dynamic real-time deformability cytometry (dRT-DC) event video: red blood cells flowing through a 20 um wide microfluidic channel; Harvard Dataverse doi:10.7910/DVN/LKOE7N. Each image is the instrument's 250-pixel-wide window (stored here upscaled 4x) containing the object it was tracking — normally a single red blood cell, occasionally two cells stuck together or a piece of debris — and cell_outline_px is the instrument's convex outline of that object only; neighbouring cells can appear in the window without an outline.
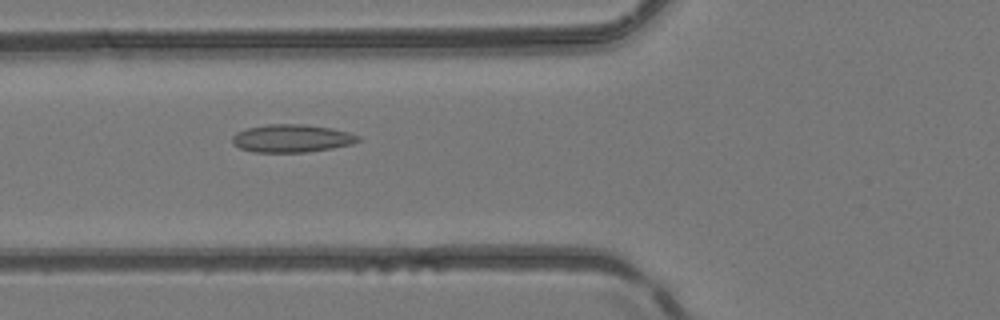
{"species": "common noctule bat (a hibernating species)", "species_latin": "Nyctalus noctula", "temperature_condition": "room temperature", "stored_images_in_passage": 4, "camera_frame_rate_fps": 3000, "um_per_image_px": 0.085, "animal": {"sex": "female", "body_mass_g": 24.6, "forearm_length_mm": 56.2}, "frame": {"image": 1, "passage_image": 3, "time_ms": 2.333, "image_size_px": [1000, 320], "cell_outline_px": [[360, 140], [352, 144], [332, 148], [308, 152], [252, 152], [240, 148], [232, 144], [232, 136], [236, 132], [248, 128], [268, 124], [304, 124], [332, 128], [348, 132], [360, 136]], "centroid_in_image_um": [24.79, 11.76], "position_along_channel_um": 101.0, "area_um2": 20.52}}
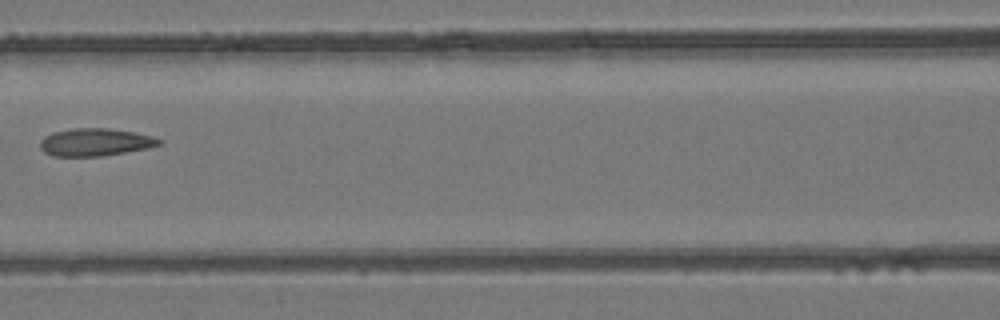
{"frame": {"image": 2, "passage_image": 4, "time_ms": 3.667, "image_size_px": [1000, 320], "cell_outline_px": [[164, 144], [148, 148], [100, 156], [52, 156], [44, 152], [40, 148], [40, 140], [44, 136], [52, 132], [72, 128], [108, 128], [132, 132], [152, 136], [164, 140]], "centroid_in_image_um": [8.09, 12.08], "position_along_channel_um": 158.5, "area_um2": 19.25}}